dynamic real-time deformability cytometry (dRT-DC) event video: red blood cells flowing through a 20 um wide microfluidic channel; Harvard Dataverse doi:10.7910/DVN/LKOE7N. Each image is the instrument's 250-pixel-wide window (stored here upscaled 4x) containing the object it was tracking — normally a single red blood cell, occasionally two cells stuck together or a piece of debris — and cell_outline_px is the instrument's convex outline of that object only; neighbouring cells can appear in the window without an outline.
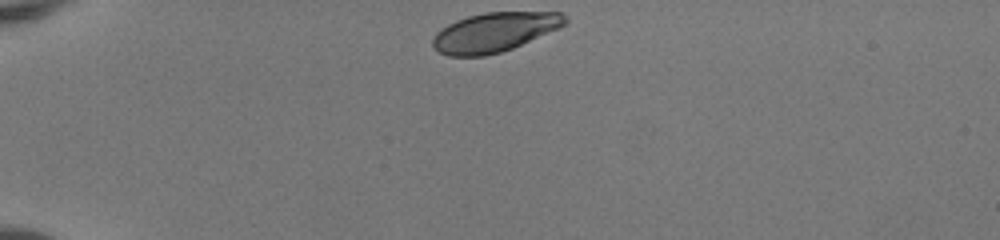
{"species": "human", "species_latin": "Homo sapiens", "temperature_condition": "room temperature", "stored_images_in_passage": 34, "camera_frame_rate_fps": 3000, "um_per_image_px": 0.085, "donor": {"sex": "female"}, "frame": {"image": 1, "passage_image": 1, "time_ms": 0.0, "image_size_px": [1000, 240], "cell_outline_px": [[568, 20], [560, 28], [512, 48], [500, 52], [484, 56], [448, 56], [440, 52], [432, 44], [432, 40], [436, 32], [440, 28], [456, 20], [468, 16], [484, 12], [560, 12], [568, 16]], "centroid_in_image_um": [42.03, 2.72], "position_along_channel_um": 43.0, "area_um2": 30.35}}
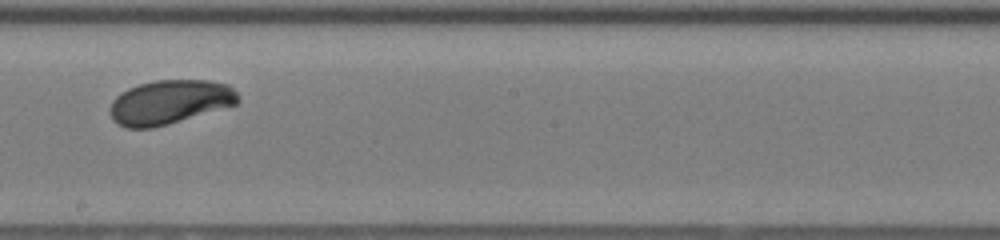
{"frame": {"image": 2, "passage_image": 19, "time_ms": 6.0, "image_size_px": [1000, 240], "cell_outline_px": [[240, 100], [236, 104], [168, 124], [152, 128], [124, 128], [116, 124], [112, 120], [108, 112], [112, 100], [120, 92], [128, 88], [140, 84], [156, 80], [208, 80], [228, 84], [240, 96]], "centroid_in_image_um": [14.37, 8.68], "position_along_channel_um": 233.8, "area_um2": 33.12}}
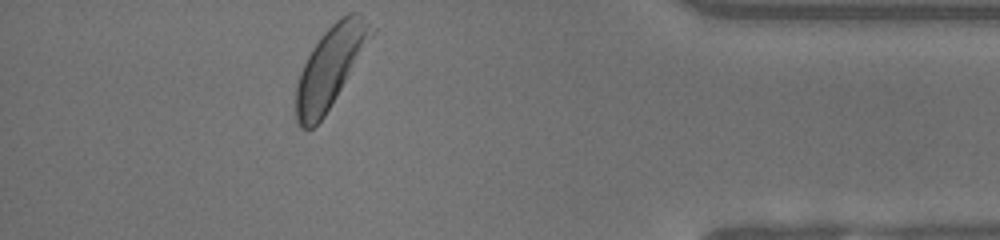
{"frame": {"image": 3, "passage_image": 34, "time_ms": 11.0, "image_size_px": [1000, 240], "cell_outline_px": [[376, 32], [324, 116], [312, 128], [300, 128], [296, 120], [296, 84], [300, 72], [312, 48], [320, 36], [340, 16], [348, 12], [356, 12], [364, 16], [376, 28]], "centroid_in_image_um": [28.1, 5.63], "position_along_channel_um": 407.1, "area_um2": 35.2}, "authors_computed_cell_mechanics": {"area_um2": 33.0616, "velocity_mm_per_s": 4.0778, "shape_relaxation_time_tau1_ms": 1.9179, "shape_relaxation_time_tau2_ms": null, "deformation_change_tau1": 0.125, "deformation_change_tau2": null}}